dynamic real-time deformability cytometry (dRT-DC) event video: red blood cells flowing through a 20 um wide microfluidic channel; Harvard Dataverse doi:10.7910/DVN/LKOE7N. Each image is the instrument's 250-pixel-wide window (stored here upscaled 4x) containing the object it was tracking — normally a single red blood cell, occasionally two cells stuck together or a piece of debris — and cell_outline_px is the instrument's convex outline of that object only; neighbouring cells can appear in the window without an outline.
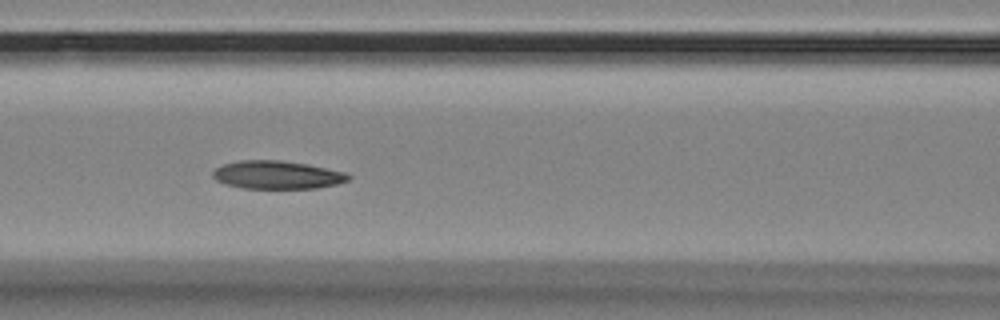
{"species": "Egyptian fruit bat (a non-hibernating species)", "species_latin": "Rousettus aegyptiacus", "temperature_condition": "room temperature", "stored_images_in_passage": 8, "camera_frame_rate_fps": 3000, "um_per_image_px": 0.085, "animal": {"sex": "female"}, "frame": {"image": 1, "passage_image": 4, "time_ms": 1.0, "image_size_px": [1000, 320], "cell_outline_px": [[352, 176], [348, 180], [336, 184], [316, 188], [244, 188], [224, 184], [216, 180], [212, 176], [212, 172], [216, 168], [224, 164], [240, 160], [280, 160], [308, 164], [344, 172]], "centroid_in_image_um": [23.53, 14.86], "position_along_channel_um": 143.1, "area_um2": 22.14}}
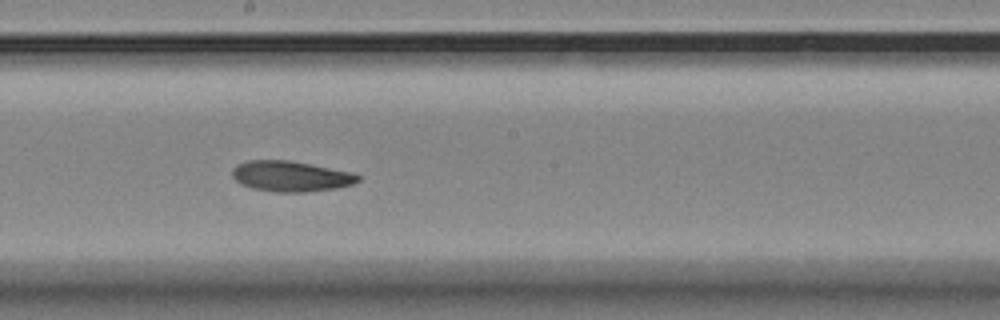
{"frame": {"image": 2, "passage_image": 6, "time_ms": 1.667, "image_size_px": [1000, 320], "cell_outline_px": [[360, 180], [352, 184], [340, 188], [304, 192], [276, 192], [252, 188], [240, 184], [232, 176], [232, 168], [236, 164], [248, 160], [288, 160], [352, 172], [360, 176]], "centroid_in_image_um": [24.7, 14.98], "position_along_channel_um": 223.5, "area_um2": 22.48}}
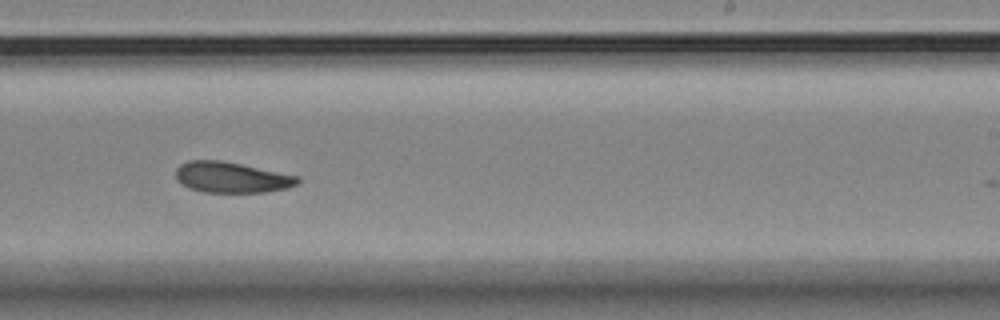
{"frame": {"image": 3, "passage_image": 7, "time_ms": 2.0, "image_size_px": [1000, 320], "cell_outline_px": [[300, 180], [296, 184], [288, 188], [264, 192], [204, 192], [188, 188], [180, 184], [176, 180], [176, 168], [180, 164], [188, 160], [220, 160], [300, 176]], "centroid_in_image_um": [19.64, 15.07], "position_along_channel_um": 269.4, "area_um2": 21.91}}